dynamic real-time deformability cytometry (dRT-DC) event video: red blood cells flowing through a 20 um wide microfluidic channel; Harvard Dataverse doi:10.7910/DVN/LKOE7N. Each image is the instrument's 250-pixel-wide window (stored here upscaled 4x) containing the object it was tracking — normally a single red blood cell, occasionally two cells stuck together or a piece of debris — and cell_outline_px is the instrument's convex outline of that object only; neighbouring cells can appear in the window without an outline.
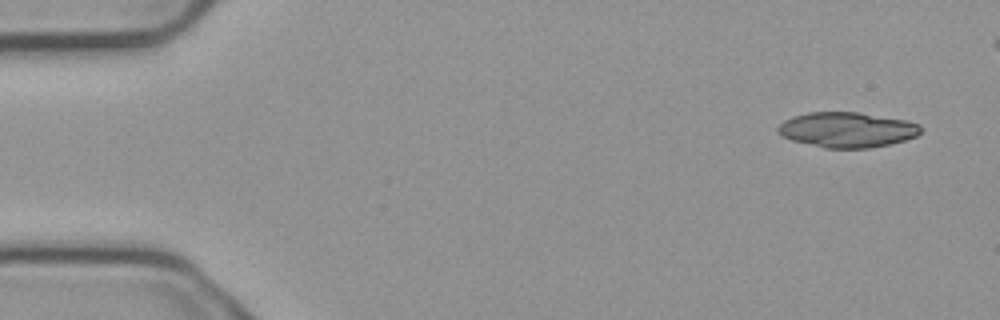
{"species": "common noctule bat (a hibernating species)", "species_latin": "Nyctalus noctula", "temperature_condition": "cold", "stored_images_in_passage": 4, "camera_frame_rate_fps": 3000, "um_per_image_px": 0.085, "animal": {"sex": "male", "body_mass_g": 23.1, "forearm_length_mm": 52.7}, "frame": {"image": 1, "passage_image": 1, "time_ms": 0.0, "image_size_px": [1000, 320], "cell_outline_px": [[920, 132], [916, 136], [904, 140], [888, 144], [868, 148], [824, 148], [792, 140], [776, 132], [776, 128], [784, 120], [792, 116], [808, 112], [860, 112], [904, 120], [920, 124]], "centroid_in_image_um": [71.96, 11.02], "position_along_channel_um": 13.0, "area_um2": 29.19}}